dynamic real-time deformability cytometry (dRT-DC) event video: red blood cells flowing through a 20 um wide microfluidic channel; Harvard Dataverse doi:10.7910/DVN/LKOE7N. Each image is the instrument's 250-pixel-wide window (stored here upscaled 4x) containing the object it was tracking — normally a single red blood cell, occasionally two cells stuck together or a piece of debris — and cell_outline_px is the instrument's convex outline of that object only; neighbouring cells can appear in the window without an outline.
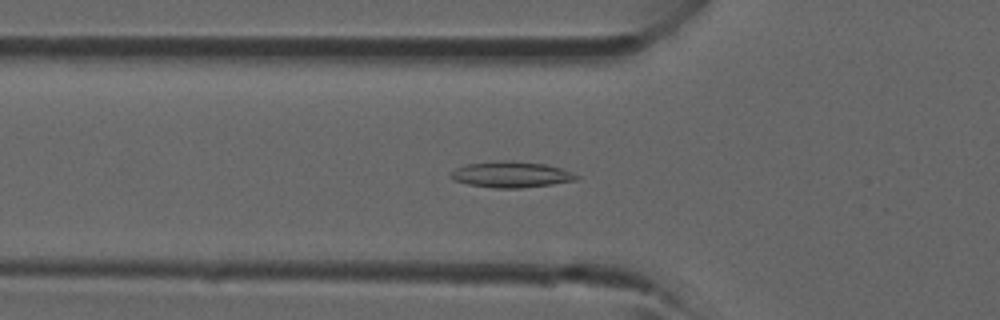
{"species": "common noctule bat (a hibernating species)", "species_latin": "Nyctalus noctula", "temperature_condition": "room temperature", "stored_images_in_passage": 39, "camera_frame_rate_fps": 3000, "um_per_image_px": 0.085, "animal": {"sex": "male", "forearm_length_mm": 52.5}, "frame": {"image": 1, "passage_image": 10, "time_ms": 3.0, "image_size_px": [1000, 320], "cell_outline_px": [[580, 180], [552, 184], [520, 188], [492, 188], [468, 184], [456, 180], [448, 176], [456, 168], [468, 164], [504, 160], [512, 160], [544, 164], [560, 168], [572, 172], [580, 176]], "centroid_in_image_um": [43.49, 14.84], "position_along_channel_um": 82.3, "area_um2": 19.02}}
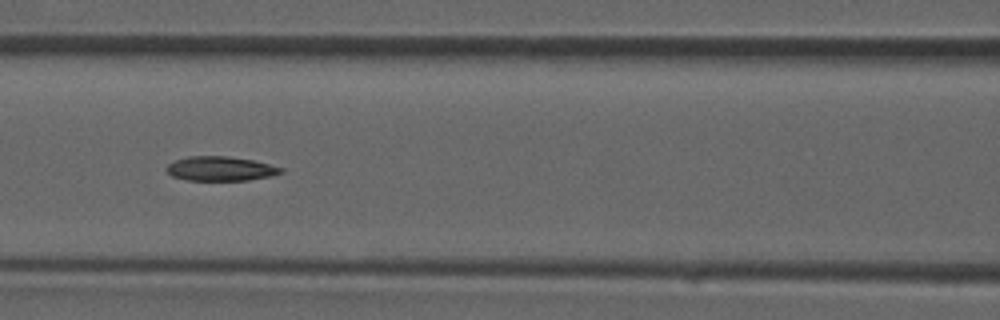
{"frame": {"image": 2, "passage_image": 14, "time_ms": 4.333, "image_size_px": [1000, 320], "cell_outline_px": [[284, 172], [272, 176], [248, 180], [188, 180], [172, 176], [164, 168], [168, 164], [176, 160], [188, 156], [228, 156], [252, 160], [284, 168]], "centroid_in_image_um": [18.75, 14.33], "position_along_channel_um": 147.9, "area_um2": 16.24}}
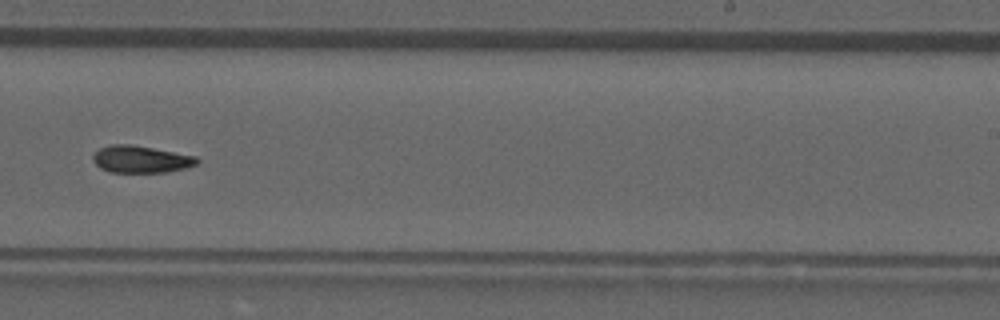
{"frame": {"image": 3, "passage_image": 22, "time_ms": 7.0, "image_size_px": [1000, 320], "cell_outline_px": [[200, 160], [196, 164], [184, 168], [168, 172], [112, 172], [100, 168], [92, 160], [92, 156], [100, 148], [112, 144], [132, 144], [196, 156]], "centroid_in_image_um": [11.97, 13.53], "position_along_channel_um": 277.0, "area_um2": 16.36}}